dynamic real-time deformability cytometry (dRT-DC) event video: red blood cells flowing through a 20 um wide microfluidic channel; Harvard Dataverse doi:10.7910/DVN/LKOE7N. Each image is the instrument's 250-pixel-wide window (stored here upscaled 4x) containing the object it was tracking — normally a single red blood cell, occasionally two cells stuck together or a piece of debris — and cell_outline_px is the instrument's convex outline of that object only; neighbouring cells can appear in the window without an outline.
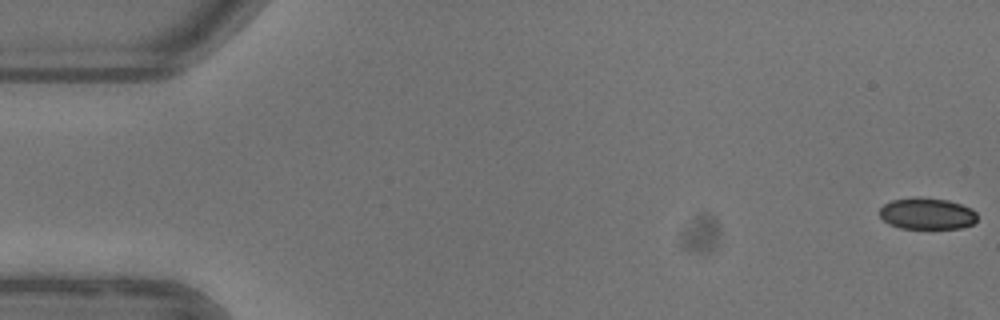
{"species": "common noctule bat (a hibernating species)", "species_latin": "Nyctalus noctula", "temperature_condition": "warm", "stored_images_in_passage": 15, "camera_frame_rate_fps": 3000, "um_per_image_px": 0.085, "animal": {"sex": "female"}, "frame": {"image": 1, "passage_image": 1, "time_ms": 0.0, "image_size_px": [1000, 320], "cell_outline_px": [[976, 220], [972, 224], [960, 228], [900, 228], [888, 224], [880, 216], [880, 208], [884, 204], [892, 200], [920, 196], [948, 200], [972, 208], [976, 212]], "centroid_in_image_um": [78.79, 18.15], "position_along_channel_um": 6.2, "area_um2": 17.98}}
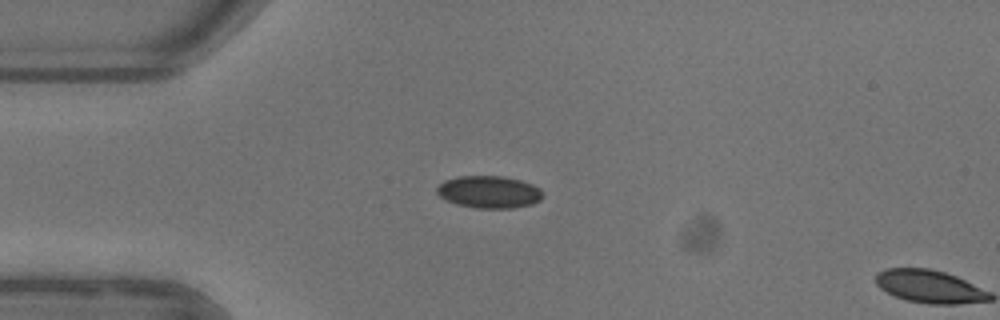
{"frame": {"image": 2, "passage_image": 14, "time_ms": 4.333, "image_size_px": [1000, 320], "cell_outline_px": [[544, 196], [540, 200], [532, 204], [512, 208], [476, 208], [456, 204], [440, 196], [436, 192], [436, 188], [444, 180], [460, 176], [500, 176], [520, 180], [532, 184], [540, 188]], "centroid_in_image_um": [41.58, 16.32], "position_along_channel_um": 43.4, "area_um2": 19.88}}